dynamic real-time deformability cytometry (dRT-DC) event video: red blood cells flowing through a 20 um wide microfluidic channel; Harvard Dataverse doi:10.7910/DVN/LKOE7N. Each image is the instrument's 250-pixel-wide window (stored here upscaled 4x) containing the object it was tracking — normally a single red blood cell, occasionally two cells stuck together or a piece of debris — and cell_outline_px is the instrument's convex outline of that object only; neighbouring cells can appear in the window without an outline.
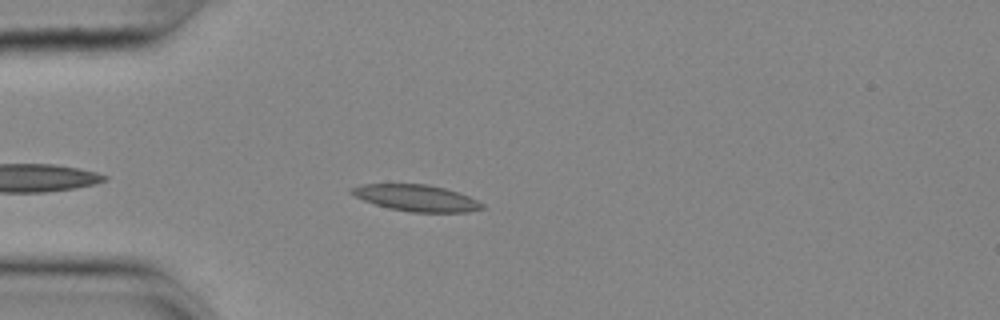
{"species": "common noctule bat (a hibernating species)", "species_latin": "Nyctalus noctula", "temperature_condition": "cold", "stored_images_in_passage": 43, "camera_frame_rate_fps": 3000, "um_per_image_px": 0.085, "animal": {"sex": "female", "body_mass_g": 25.1}, "frame": {"image": 1, "passage_image": 6, "time_ms": 1.667, "image_size_px": [1000, 320], "cell_outline_px": [[484, 208], [468, 212], [412, 212], [388, 208], [364, 200], [348, 192], [348, 188], [360, 184], [428, 184], [444, 188], [468, 196], [484, 204]], "centroid_in_image_um": [35.35, 16.82], "position_along_channel_um": 49.6, "area_um2": 20.06}}
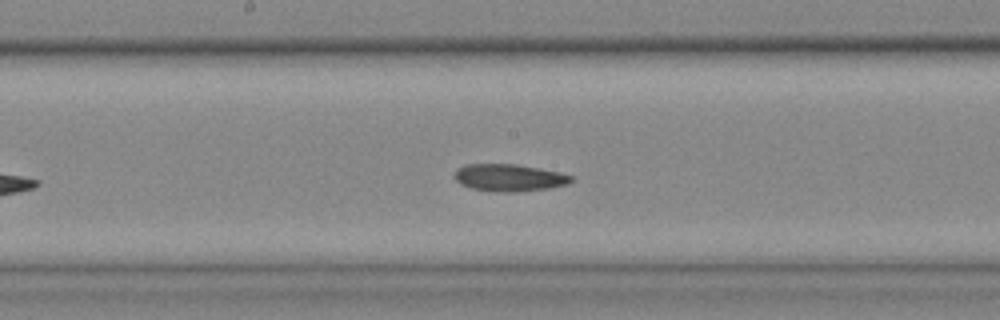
{"frame": {"image": 2, "passage_image": 20, "time_ms": 6.333, "image_size_px": [1000, 320], "cell_outline_px": [[572, 180], [568, 184], [552, 188], [516, 192], [504, 192], [472, 188], [460, 184], [452, 176], [456, 168], [464, 164], [516, 164], [560, 172], [572, 176]], "centroid_in_image_um": [43.25, 15.09], "position_along_channel_um": 204.9, "area_um2": 18.61}}
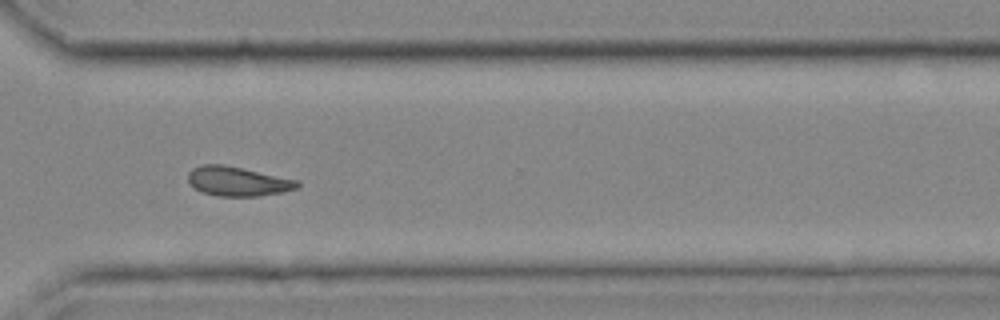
{"frame": {"image": 3, "passage_image": 32, "time_ms": 10.333, "image_size_px": [1000, 320], "cell_outline_px": [[300, 184], [296, 188], [280, 192], [256, 196], [216, 196], [200, 192], [188, 180], [188, 172], [192, 168], [200, 164], [224, 164], [300, 180]], "centroid_in_image_um": [20.18, 15.4], "position_along_channel_um": 350.4, "area_um2": 18.79}}